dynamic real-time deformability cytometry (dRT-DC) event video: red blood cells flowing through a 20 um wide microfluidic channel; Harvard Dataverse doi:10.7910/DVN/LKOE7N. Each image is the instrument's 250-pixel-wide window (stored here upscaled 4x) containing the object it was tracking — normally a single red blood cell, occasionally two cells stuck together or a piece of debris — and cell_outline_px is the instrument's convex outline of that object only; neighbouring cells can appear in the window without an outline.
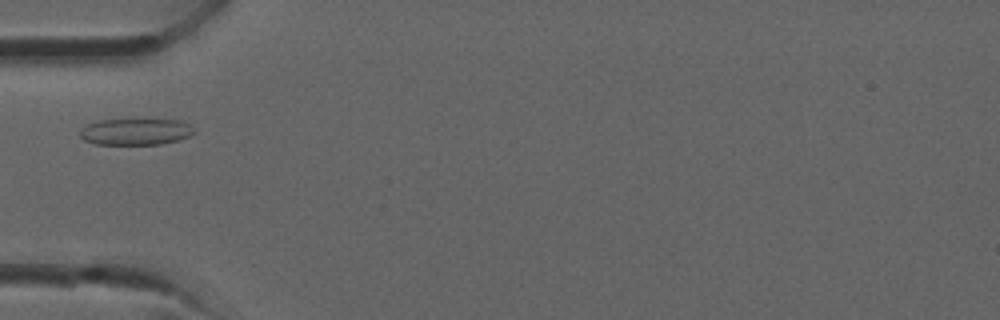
{"species": "common noctule bat (a hibernating species)", "species_latin": "Nyctalus noctula", "temperature_condition": "room temperature", "stored_images_in_passage": 32, "camera_frame_rate_fps": 3000, "um_per_image_px": 0.085, "animal": {"sex": "male", "forearm_length_mm": 52.5}, "frame": {"image": 1, "passage_image": 7, "time_ms": 2.0, "image_size_px": [1000, 320], "cell_outline_px": [[196, 132], [188, 136], [176, 140], [160, 144], [96, 144], [84, 140], [80, 136], [80, 132], [88, 124], [100, 120], [180, 120], [192, 124], [196, 128]], "centroid_in_image_um": [11.59, 11.19], "position_along_channel_um": 73.4, "area_um2": 17.46}}
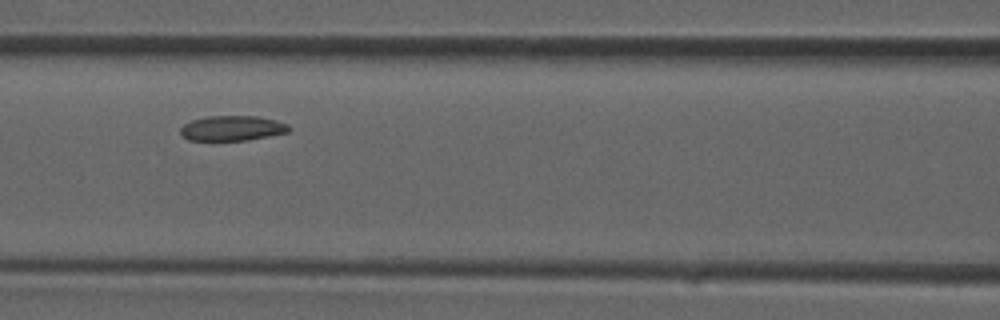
{"frame": {"image": 2, "passage_image": 11, "time_ms": 3.333, "image_size_px": [1000, 320], "cell_outline_px": [[292, 128], [288, 132], [248, 140], [188, 140], [180, 132], [180, 128], [184, 124], [192, 120], [204, 116], [256, 116], [276, 120], [288, 124]], "centroid_in_image_um": [19.75, 10.89], "position_along_channel_um": 146.9, "area_um2": 15.84}}
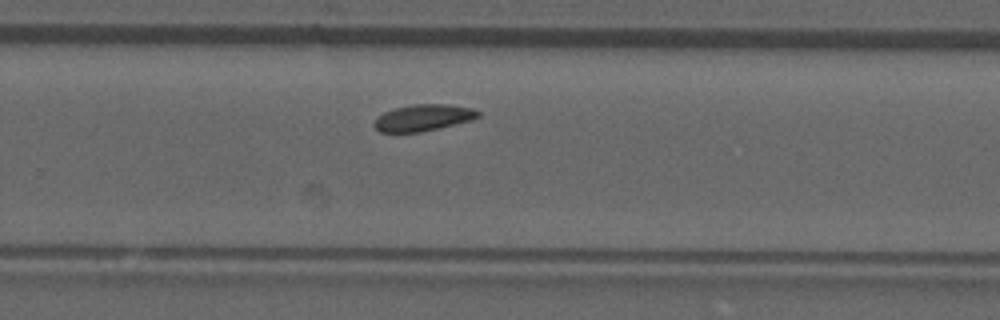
{"frame": {"image": 3, "passage_image": 19, "time_ms": 6.0, "image_size_px": [1000, 320], "cell_outline_px": [[480, 116], [472, 120], [420, 132], [380, 132], [372, 124], [376, 116], [392, 108], [412, 104], [448, 104], [472, 108], [480, 112]], "centroid_in_image_um": [35.94, 9.99], "position_along_channel_um": 293.9, "area_um2": 16.18}}